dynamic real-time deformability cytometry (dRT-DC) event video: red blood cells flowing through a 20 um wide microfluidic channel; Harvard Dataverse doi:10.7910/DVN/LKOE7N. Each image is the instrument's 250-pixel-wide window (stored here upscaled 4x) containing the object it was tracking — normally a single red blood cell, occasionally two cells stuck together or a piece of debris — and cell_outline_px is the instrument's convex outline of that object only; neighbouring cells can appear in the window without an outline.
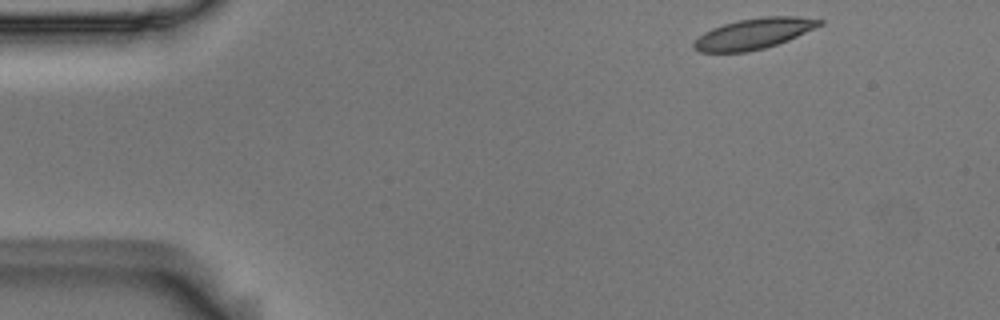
{"species": "Egyptian fruit bat (a non-hibernating species)", "species_latin": "Rousettus aegyptiacus", "temperature_condition": "room temperature", "stored_images_in_passage": 5, "camera_frame_rate_fps": 3000, "um_per_image_px": 0.085, "animal": {"sex": "male"}, "frame": {"image": 1, "passage_image": 1, "time_ms": 0.0, "image_size_px": [1000, 320], "cell_outline_px": [[824, 24], [788, 40], [764, 48], [748, 52], [700, 52], [692, 48], [692, 44], [704, 32], [712, 28], [724, 24], [740, 20], [764, 16], [796, 16], [824, 20]], "centroid_in_image_um": [64.08, 2.86], "position_along_channel_um": 20.9, "area_um2": 22.37}}